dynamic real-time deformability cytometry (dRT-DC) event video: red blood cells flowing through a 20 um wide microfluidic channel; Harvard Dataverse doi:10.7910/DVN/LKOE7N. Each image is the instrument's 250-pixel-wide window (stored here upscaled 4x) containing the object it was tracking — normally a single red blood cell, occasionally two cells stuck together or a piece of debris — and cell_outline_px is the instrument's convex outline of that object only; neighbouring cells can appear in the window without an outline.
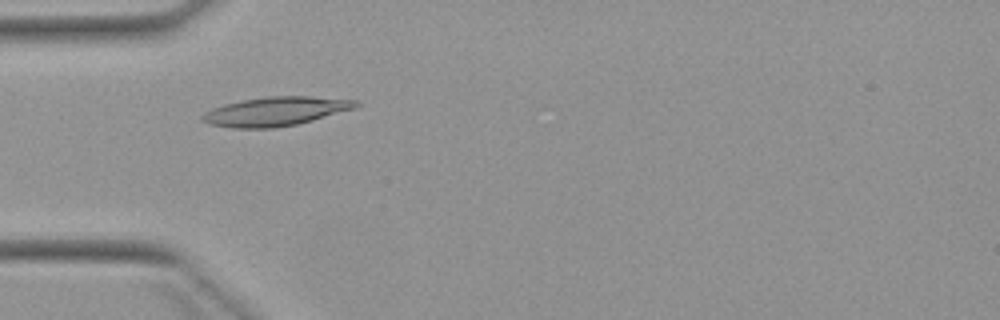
{"species": "Egyptian fruit bat (a non-hibernating species)", "species_latin": "Rousettus aegyptiacus", "temperature_condition": "warm", "stored_images_in_passage": 3, "camera_frame_rate_fps": 3000, "um_per_image_px": 0.085, "animal": {"sex": "female"}, "frame": {"image": 1, "passage_image": 2, "time_ms": 1.333, "image_size_px": [1000, 320], "cell_outline_px": [[360, 104], [356, 108], [312, 120], [296, 124], [272, 128], [232, 128], [208, 124], [200, 120], [200, 116], [204, 112], [212, 108], [224, 104], [240, 100], [268, 96], [312, 96], [356, 100]], "centroid_in_image_um": [23.38, 9.46], "position_along_channel_um": 61.6, "area_um2": 26.07}}
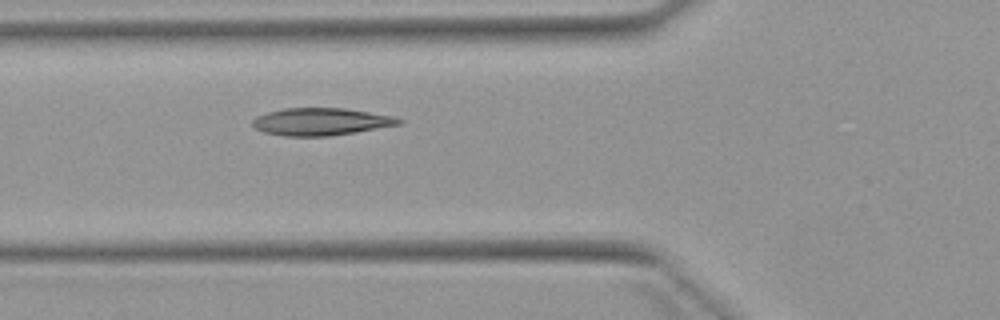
{"frame": {"image": 2, "passage_image": 3, "time_ms": 2.333, "image_size_px": [1000, 320], "cell_outline_px": [[404, 120], [400, 124], [356, 132], [328, 136], [284, 136], [264, 132], [256, 128], [252, 124], [252, 120], [256, 116], [268, 112], [284, 108], [344, 108], [396, 116]], "centroid_in_image_um": [27.29, 10.34], "position_along_channel_um": 98.5, "area_um2": 23.35}}